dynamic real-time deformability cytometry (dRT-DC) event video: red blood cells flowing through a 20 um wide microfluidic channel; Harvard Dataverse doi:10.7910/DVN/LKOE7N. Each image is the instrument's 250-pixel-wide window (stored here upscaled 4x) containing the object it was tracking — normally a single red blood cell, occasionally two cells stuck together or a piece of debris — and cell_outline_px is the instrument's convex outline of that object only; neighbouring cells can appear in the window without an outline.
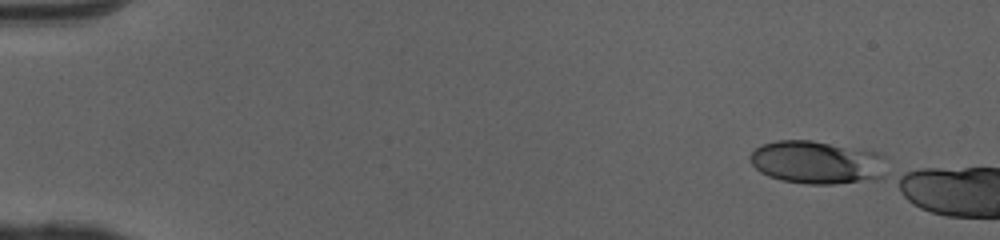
{"species": "human", "species_latin": "Homo sapiens", "temperature_condition": "cold", "stored_images_in_passage": 1, "camera_frame_rate_fps": 3000, "um_per_image_px": 0.085, "donor": {"sex": "female"}, "frame": {"image": 1, "passage_image": 1, "time_ms": 0.0, "image_size_px": [1000, 240], "cell_outline_px": [[884, 176], [876, 180], [832, 184], [808, 184], [780, 180], [768, 176], [760, 172], [752, 164], [752, 152], [760, 144], [776, 140], [812, 140], [876, 152], [884, 156]], "centroid_in_image_um": [69.44, 13.81], "position_along_channel_um": 15.6, "area_um2": 34.28}}